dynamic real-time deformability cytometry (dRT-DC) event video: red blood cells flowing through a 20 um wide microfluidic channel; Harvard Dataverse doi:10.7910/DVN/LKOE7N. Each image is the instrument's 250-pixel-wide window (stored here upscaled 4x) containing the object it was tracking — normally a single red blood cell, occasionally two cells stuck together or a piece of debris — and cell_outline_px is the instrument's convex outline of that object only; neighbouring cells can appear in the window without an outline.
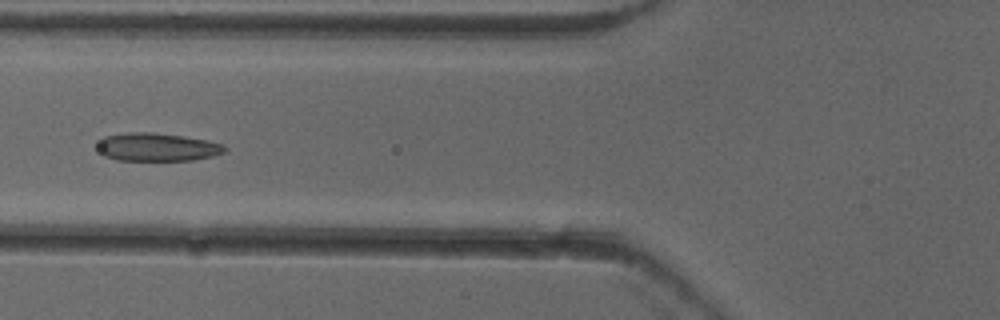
{"species": "common noctule bat (a hibernating species)", "species_latin": "Nyctalus noctula", "temperature_condition": "cold", "stored_images_in_passage": 52, "camera_frame_rate_fps": 3000, "um_per_image_px": 0.085, "animal": {"sex": "female"}, "frame": {"image": 1, "passage_image": 20, "time_ms": 6.333, "image_size_px": [1000, 320], "cell_outline_px": [[228, 148], [224, 152], [212, 156], [192, 160], [116, 160], [104, 156], [100, 152], [100, 140], [104, 136], [128, 132], [152, 132], [184, 136], [224, 144]], "centroid_in_image_um": [13.37, 12.5], "position_along_channel_um": 112.4, "area_um2": 20.75}}
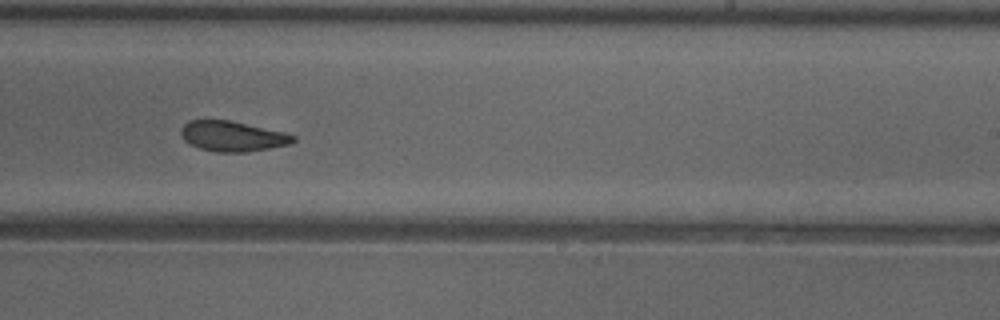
{"frame": {"image": 2, "passage_image": 32, "time_ms": 10.333, "image_size_px": [1000, 320], "cell_outline_px": [[296, 140], [288, 144], [268, 148], [244, 152], [216, 152], [200, 148], [188, 144], [184, 140], [180, 132], [180, 128], [188, 120], [228, 120], [284, 132], [296, 136]], "centroid_in_image_um": [19.71, 11.58], "position_along_channel_um": 269.3, "area_um2": 19.65}}
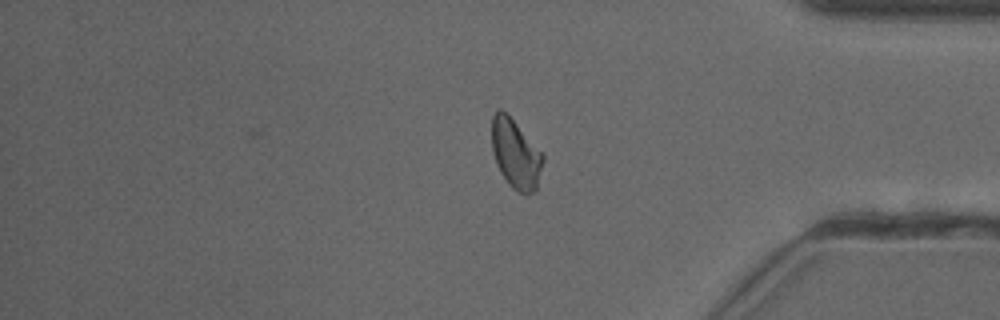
{"frame": {"image": 3, "passage_image": 43, "time_ms": 14.0, "image_size_px": [1000, 320], "cell_outline_px": [[544, 160], [536, 188], [532, 192], [524, 196], [516, 192], [508, 184], [500, 172], [496, 164], [492, 152], [492, 116], [496, 108], [500, 108], [544, 152]], "centroid_in_image_um": [43.83, 13.11], "position_along_channel_um": 391.4, "area_um2": 20.87}, "authors_computed_cell_mechanics": {"area_um2": 20.808, "velocity_mm_per_s": 3.9206, "shape_relaxation_time_tau1_ms": 8.215, "shape_relaxation_time_tau2_ms": 2.4947, "deformation_change_tau1": 0.1505, "deformation_change_tau2": 0.0719}}